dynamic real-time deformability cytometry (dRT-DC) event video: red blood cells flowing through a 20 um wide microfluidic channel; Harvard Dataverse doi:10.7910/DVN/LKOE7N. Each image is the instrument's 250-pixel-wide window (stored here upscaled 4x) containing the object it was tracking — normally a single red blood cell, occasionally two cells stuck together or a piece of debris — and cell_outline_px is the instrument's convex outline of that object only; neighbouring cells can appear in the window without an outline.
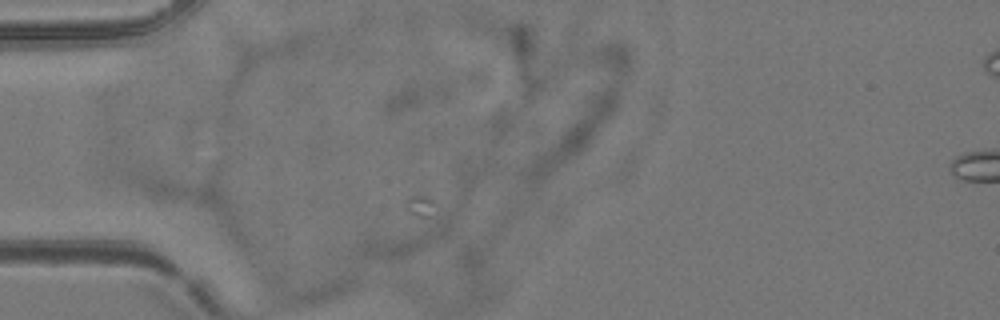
{"species": "common noctule bat (a hibernating species)", "species_latin": "Nyctalus noctula", "temperature_condition": "room temperature", "stored_images_in_passage": 6, "camera_frame_rate_fps": 3000, "um_per_image_px": 0.085, "animal": {"sex": "female", "body_mass_g": 24.6, "forearm_length_mm": 56.2}, "frame": {"image": 1, "passage_image": 1, "time_ms": 0.0, "image_size_px": [1000, 320], "cell_outline_px": [[456, 208], [448, 232], [444, 236], [404, 256], [388, 260], [352, 256], [352, 252], [364, 236], [412, 196], [424, 196]], "centroid_in_image_um": [34.59, 19.5], "position_along_channel_um": 50.4, "area_um2": 27.74}}